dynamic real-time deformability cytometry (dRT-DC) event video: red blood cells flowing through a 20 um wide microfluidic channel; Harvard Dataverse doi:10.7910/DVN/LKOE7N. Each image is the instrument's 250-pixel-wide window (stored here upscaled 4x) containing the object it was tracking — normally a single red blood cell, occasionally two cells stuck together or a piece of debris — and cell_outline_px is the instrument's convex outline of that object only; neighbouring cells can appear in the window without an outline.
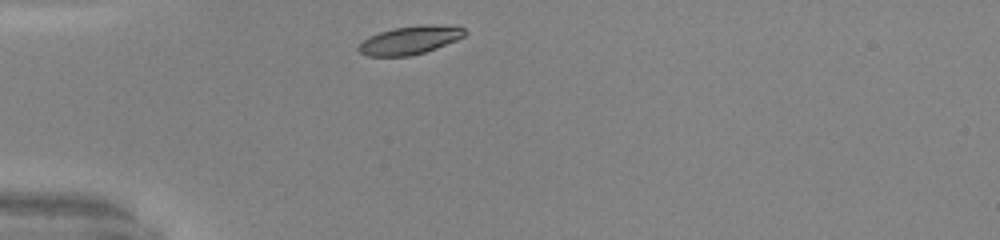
{"species": "common noctule bat (a hibernating species)", "species_latin": "Nyctalus noctula", "temperature_condition": "warm", "stored_images_in_passage": 28, "camera_frame_rate_fps": 3000, "um_per_image_px": 0.085, "animal": {"sex": "male", "body_mass_g": 20.0, "forearm_length_mm": 53.3}, "frame": {"image": 1, "passage_image": 1, "time_ms": 0.0, "image_size_px": [1000, 240], "cell_outline_px": [[468, 32], [464, 36], [456, 40], [436, 48], [412, 56], [368, 56], [360, 52], [356, 48], [368, 36], [380, 32], [396, 28], [424, 24], [432, 24], [464, 28]], "centroid_in_image_um": [34.84, 3.42], "position_along_channel_um": 50.2, "area_um2": 17.34}}
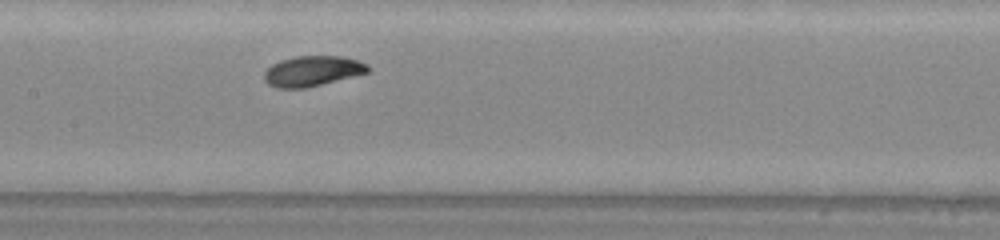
{"frame": {"image": 2, "passage_image": 12, "time_ms": 3.667, "image_size_px": [1000, 240], "cell_outline_px": [[368, 72], [304, 88], [276, 88], [268, 84], [264, 80], [264, 72], [272, 64], [280, 60], [296, 56], [340, 56], [356, 60], [368, 64]], "centroid_in_image_um": [26.5, 6.03], "position_along_channel_um": 180.9, "area_um2": 18.03}}
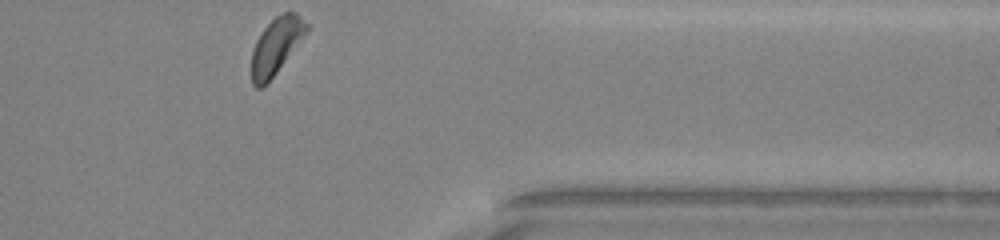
{"frame": {"image": 3, "passage_image": 28, "time_ms": 9.0, "image_size_px": [1000, 240], "cell_outline_px": [[308, 28], [268, 84], [264, 88], [256, 88], [252, 84], [252, 52], [256, 40], [264, 28], [276, 16], [284, 12], [296, 12], [308, 24]], "centroid_in_image_um": [23.43, 3.93], "position_along_channel_um": 388.0, "area_um2": 17.63}, "authors_computed_cell_mechanics": {"area_um2": 18.3515, "velocity_mm_per_s": 4.1104, "shape_relaxation_time_tau1_ms": 2.1483, "shape_relaxation_time_tau2_ms": null, "deformation_change_tau1": 0.1034, "deformation_change_tau2": null}}